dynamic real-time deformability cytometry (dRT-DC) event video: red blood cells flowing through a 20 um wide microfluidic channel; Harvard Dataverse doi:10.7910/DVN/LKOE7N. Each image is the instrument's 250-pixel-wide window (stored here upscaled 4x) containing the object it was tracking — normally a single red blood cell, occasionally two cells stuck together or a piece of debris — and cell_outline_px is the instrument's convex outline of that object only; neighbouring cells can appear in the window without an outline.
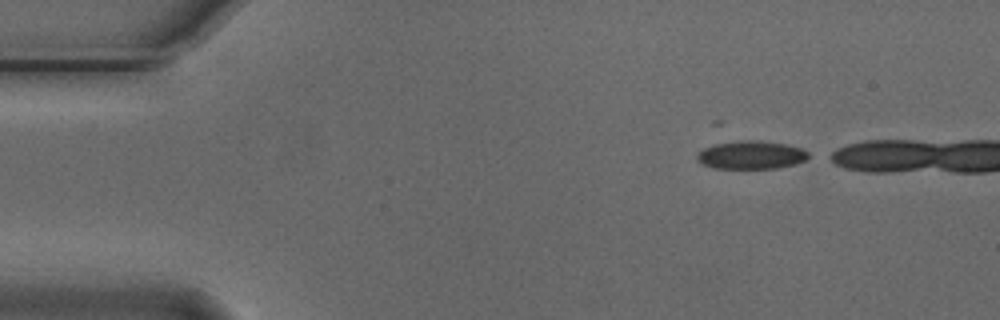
{"species": "Egyptian fruit bat (a non-hibernating species)", "species_latin": "Rousettus aegyptiacus", "temperature_condition": "cold", "stored_images_in_passage": 3, "camera_frame_rate_fps": 3000, "um_per_image_px": 0.085, "animal": {"sex": "male"}, "frame": {"image": 1, "passage_image": 1, "time_ms": 0.0, "image_size_px": [1000, 320], "cell_outline_px": [[816, 156], [808, 160], [796, 164], [776, 168], [712, 168], [700, 164], [696, 160], [696, 156], [704, 148], [716, 144], [740, 140], [756, 140], [788, 144], [800, 148]], "centroid_in_image_um": [63.91, 13.18], "position_along_channel_um": 21.1, "area_um2": 18.61}}